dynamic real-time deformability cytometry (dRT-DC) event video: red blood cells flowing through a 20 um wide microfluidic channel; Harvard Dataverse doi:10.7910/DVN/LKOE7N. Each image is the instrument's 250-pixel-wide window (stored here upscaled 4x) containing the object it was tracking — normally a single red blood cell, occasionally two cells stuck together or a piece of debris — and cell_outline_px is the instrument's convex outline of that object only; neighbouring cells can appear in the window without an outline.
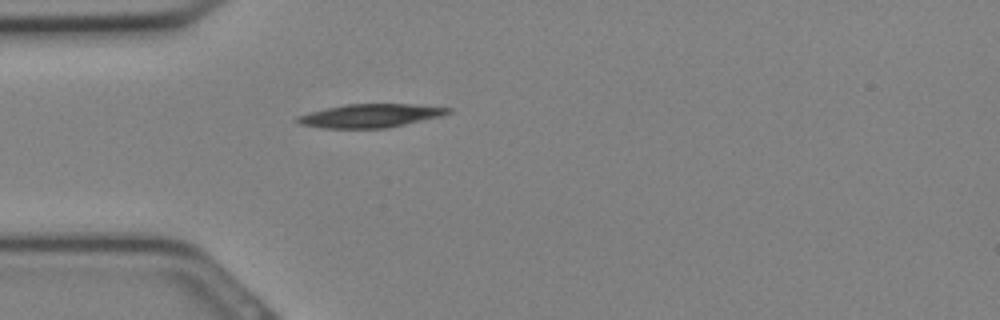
{"species": "Egyptian fruit bat (a non-hibernating species)", "species_latin": "Rousettus aegyptiacus", "temperature_condition": "cold", "stored_images_in_passage": 13, "camera_frame_rate_fps": 3000, "um_per_image_px": 0.085, "animal": {"sex": "female"}, "frame": {"image": 1, "passage_image": 1, "time_ms": 0.0, "image_size_px": [1000, 320], "cell_outline_px": [[452, 112], [440, 116], [404, 124], [384, 128], [324, 128], [300, 124], [296, 120], [296, 116], [308, 112], [344, 104], [412, 104], [452, 108]], "centroid_in_image_um": [31.45, 9.83], "position_along_channel_um": 53.6, "area_um2": 20.46}}
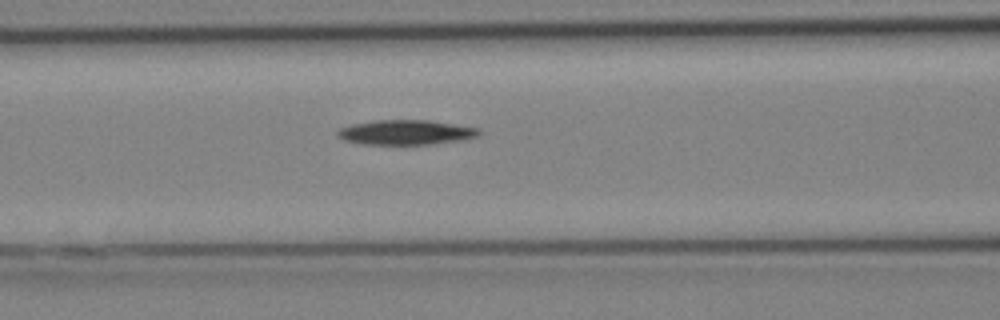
{"frame": {"image": 2, "passage_image": 5, "time_ms": 1.333, "image_size_px": [1000, 320], "cell_outline_px": [[480, 136], [464, 140], [432, 144], [364, 144], [344, 140], [336, 136], [336, 132], [340, 128], [352, 124], [372, 120], [428, 120], [480, 128]], "centroid_in_image_um": [34.51, 11.25], "position_along_channel_um": 132.1, "area_um2": 20.58}}
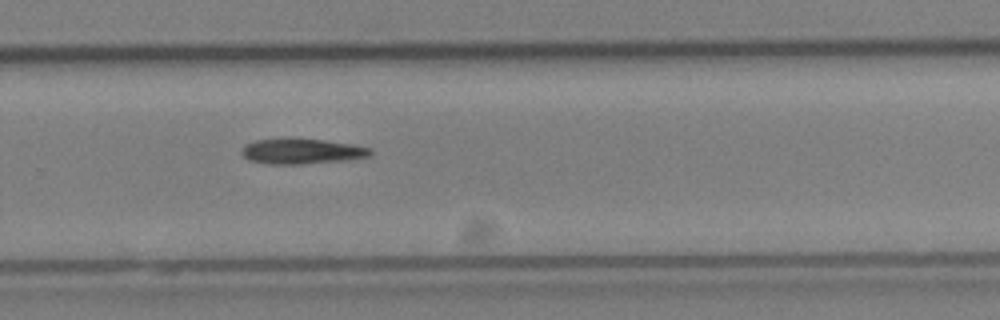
{"frame": {"image": 3, "passage_image": 13, "time_ms": 4.0, "image_size_px": [1000, 320], "cell_outline_px": [[372, 152], [368, 156], [348, 160], [300, 164], [268, 164], [248, 160], [240, 152], [240, 148], [244, 144], [256, 140], [324, 140], [356, 144], [368, 148]], "centroid_in_image_um": [25.63, 12.88], "position_along_channel_um": 304.2, "area_um2": 18.67}}